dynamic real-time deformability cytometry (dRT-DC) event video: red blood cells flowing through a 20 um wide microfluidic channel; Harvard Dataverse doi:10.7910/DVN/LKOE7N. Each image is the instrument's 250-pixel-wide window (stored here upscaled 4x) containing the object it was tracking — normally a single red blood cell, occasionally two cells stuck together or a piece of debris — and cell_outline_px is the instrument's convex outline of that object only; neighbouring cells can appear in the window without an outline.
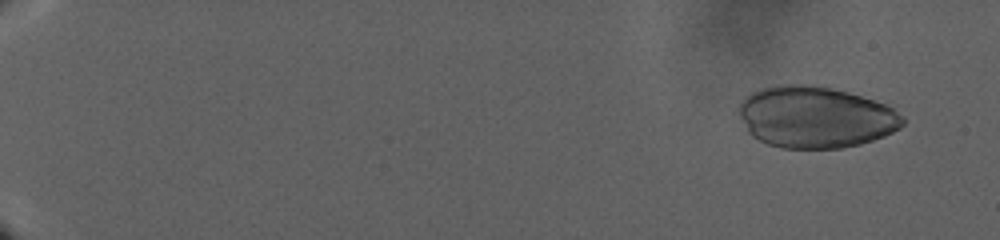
{"species": "human", "species_latin": "Homo sapiens", "temperature_condition": "warm", "stored_images_in_passage": 27, "camera_frame_rate_fps": 3000, "um_per_image_px": 0.085, "donor": {"sex": "male"}, "frame": {"image": 1, "passage_image": 1, "time_ms": 0.0, "image_size_px": [1000, 240], "cell_outline_px": [[904, 124], [900, 128], [884, 136], [860, 144], [840, 148], [780, 148], [768, 144], [752, 136], [748, 132], [736, 108], [752, 92], [764, 88], [788, 84], [804, 84], [828, 88], [848, 92], [884, 104], [892, 108], [904, 120]], "centroid_in_image_um": [69.29, 9.97], "position_along_channel_um": 15.7, "area_um2": 58.15}}